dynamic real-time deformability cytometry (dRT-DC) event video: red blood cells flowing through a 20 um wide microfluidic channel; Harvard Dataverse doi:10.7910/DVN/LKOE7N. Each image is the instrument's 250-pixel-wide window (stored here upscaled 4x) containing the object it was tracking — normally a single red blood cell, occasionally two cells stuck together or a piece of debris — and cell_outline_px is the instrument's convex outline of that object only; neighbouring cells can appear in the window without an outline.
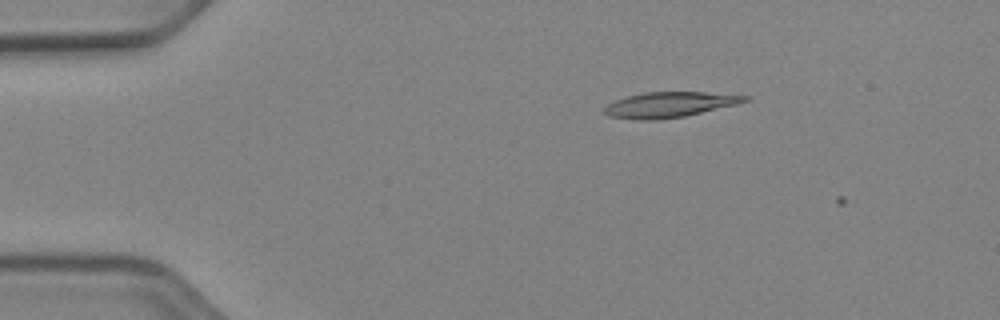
{"species": "Egyptian fruit bat (a non-hibernating species)", "species_latin": "Rousettus aegyptiacus", "temperature_condition": "cold", "stored_images_in_passage": 7, "camera_frame_rate_fps": 3000, "um_per_image_px": 0.085, "animal": {"sex": "female"}, "frame": {"image": 1, "passage_image": 5, "time_ms": 1.333, "image_size_px": [1000, 320], "cell_outline_px": [[752, 100], [736, 104], [684, 116], [656, 120], [640, 120], [608, 116], [604, 112], [604, 108], [608, 104], [624, 96], [644, 92], [704, 92], [752, 96]], "centroid_in_image_um": [56.91, 8.88], "position_along_channel_um": 28.1, "area_um2": 20.75}}